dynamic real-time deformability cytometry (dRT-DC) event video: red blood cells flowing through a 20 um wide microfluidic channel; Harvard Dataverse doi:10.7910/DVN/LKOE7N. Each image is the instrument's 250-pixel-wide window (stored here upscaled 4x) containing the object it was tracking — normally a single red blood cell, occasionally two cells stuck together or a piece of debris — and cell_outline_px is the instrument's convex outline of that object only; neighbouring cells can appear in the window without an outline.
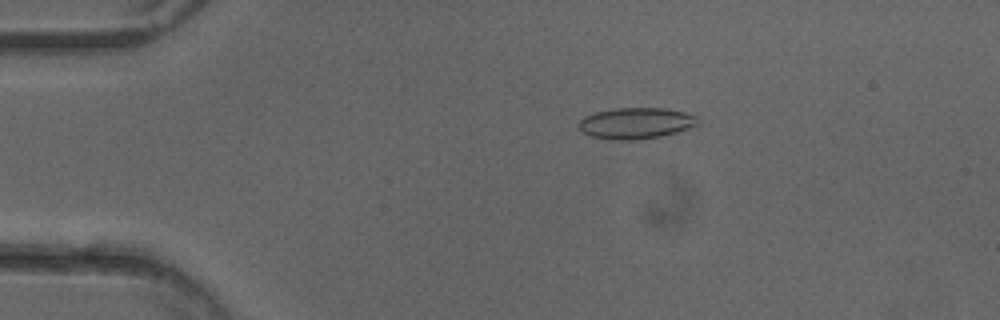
{"species": "common noctule bat (a hibernating species)", "species_latin": "Nyctalus noctula", "temperature_condition": "cold", "stored_images_in_passage": 51, "camera_frame_rate_fps": 3000, "um_per_image_px": 0.085, "animal": {"sex": "female"}, "frame": {"image": 1, "passage_image": 10, "time_ms": 3.0, "image_size_px": [1000, 320], "cell_outline_px": [[696, 124], [688, 128], [676, 132], [660, 136], [632, 140], [616, 140], [592, 136], [584, 132], [580, 128], [580, 120], [584, 116], [596, 112], [616, 108], [664, 108], [684, 112], [696, 116]], "centroid_in_image_um": [54.03, 10.46], "position_along_channel_um": 31.0, "area_um2": 21.15}}
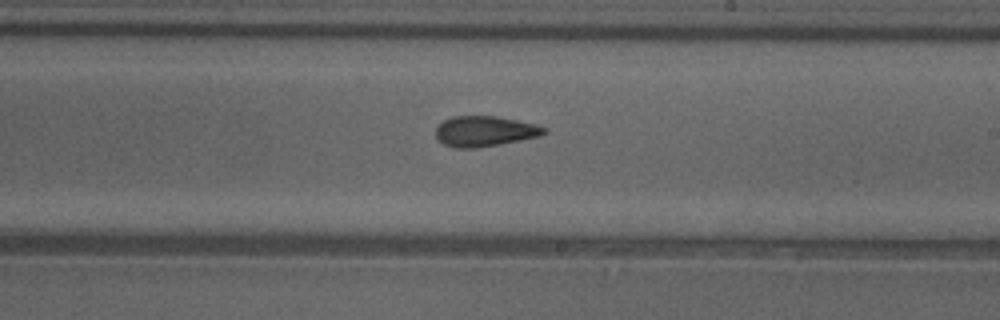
{"frame": {"image": 2, "passage_image": 30, "time_ms": 9.667, "image_size_px": [1000, 320], "cell_outline_px": [[548, 132], [540, 136], [476, 148], [456, 148], [444, 144], [436, 136], [436, 128], [444, 120], [452, 116], [496, 116], [536, 124], [548, 128]], "centroid_in_image_um": [41.22, 11.15], "position_along_channel_um": 247.8, "area_um2": 19.07}}
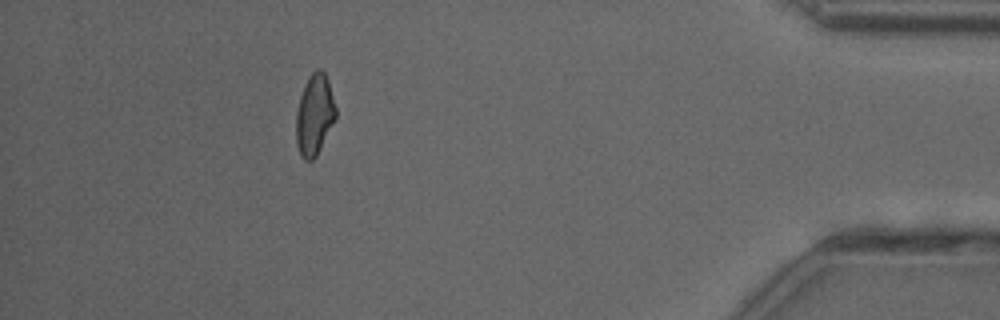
{"frame": {"image": 3, "passage_image": 46, "time_ms": 15.0, "image_size_px": [1000, 320], "cell_outline_px": [[336, 116], [316, 156], [312, 160], [304, 160], [300, 156], [296, 144], [296, 112], [300, 96], [304, 84], [312, 72], [316, 68], [320, 68], [324, 72], [328, 80], [336, 108]], "centroid_in_image_um": [26.71, 9.74], "position_along_channel_um": 408.5, "area_um2": 18.61}, "authors_computed_cell_mechanics": {"area_um2": 19.7098, "velocity_mm_per_s": 4.0342, "shape_relaxation_time_tau1_ms": null, "shape_relaxation_time_tau2_ms": 3.25, "deformation_change_tau1": null, "deformation_change_tau2": 0.0977}}